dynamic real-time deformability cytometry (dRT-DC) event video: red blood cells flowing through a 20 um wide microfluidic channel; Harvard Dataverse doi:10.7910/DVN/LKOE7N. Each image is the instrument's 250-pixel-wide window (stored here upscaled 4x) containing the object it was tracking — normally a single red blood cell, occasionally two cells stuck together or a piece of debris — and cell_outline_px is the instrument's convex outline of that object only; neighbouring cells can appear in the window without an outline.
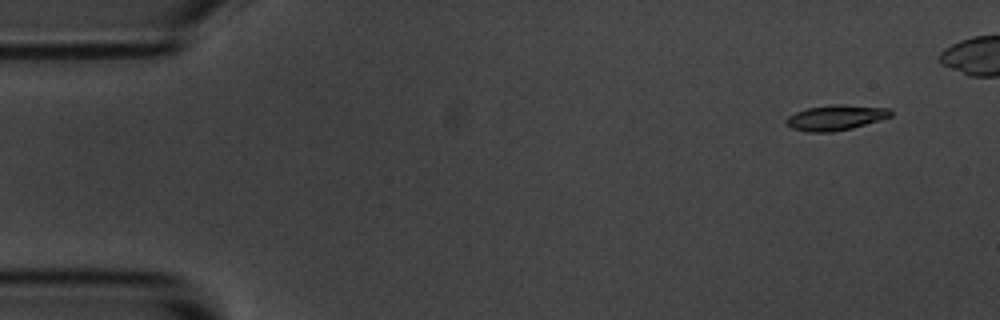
{"species": "common noctule bat (a hibernating species)", "species_latin": "Nyctalus noctula", "temperature_condition": "room temperature", "stored_images_in_passage": 5, "segment_of_instrument_passage": [1, 2], "camera_frame_rate_fps": 3000, "um_per_image_px": 0.085, "animal": {"sex": "male", "body_mass_g": 20.1, "forearm_length_mm": 53.5}, "frame": {"image": 1, "passage_image": 1, "time_ms": 0.0, "image_size_px": [1000, 320], "cell_outline_px": [[892, 116], [852, 128], [832, 132], [808, 132], [792, 128], [784, 124], [784, 120], [788, 116], [796, 112], [808, 108], [832, 104], [844, 104], [888, 108], [892, 112]], "centroid_in_image_um": [71.0, 9.99], "position_along_channel_um": 14.0, "area_um2": 15.43}}